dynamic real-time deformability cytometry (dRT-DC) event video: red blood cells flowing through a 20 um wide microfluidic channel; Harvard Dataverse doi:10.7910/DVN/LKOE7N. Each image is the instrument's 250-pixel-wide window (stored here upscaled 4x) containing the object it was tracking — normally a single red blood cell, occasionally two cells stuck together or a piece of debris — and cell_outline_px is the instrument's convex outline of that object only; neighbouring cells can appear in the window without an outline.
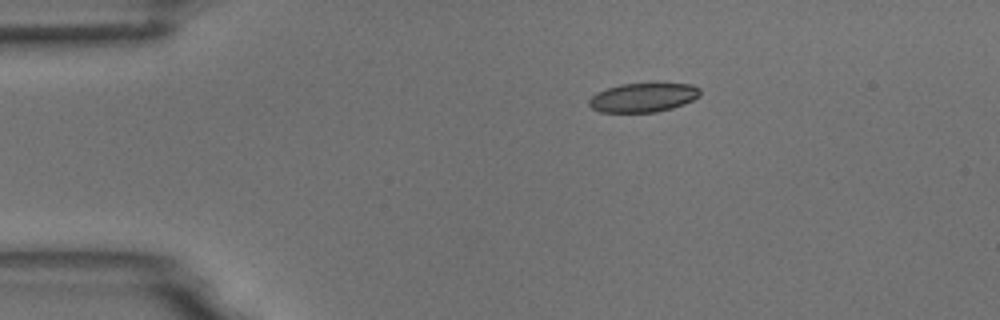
{"species": "common noctule bat (a hibernating species)", "species_latin": "Nyctalus noctula", "temperature_condition": "room temperature", "stored_images_in_passage": 46, "camera_frame_rate_fps": 3000, "um_per_image_px": 0.085, "animal": {"sex": "male", "body_mass_g": 18.8}, "frame": {"image": 1, "passage_image": 1, "time_ms": 0.0, "image_size_px": [1000, 320], "cell_outline_px": [[700, 96], [684, 104], [672, 108], [656, 112], [600, 112], [592, 108], [588, 104], [588, 100], [596, 92], [620, 84], [688, 84], [700, 88]], "centroid_in_image_um": [54.64, 8.3], "position_along_channel_um": 30.4, "area_um2": 18.67}}
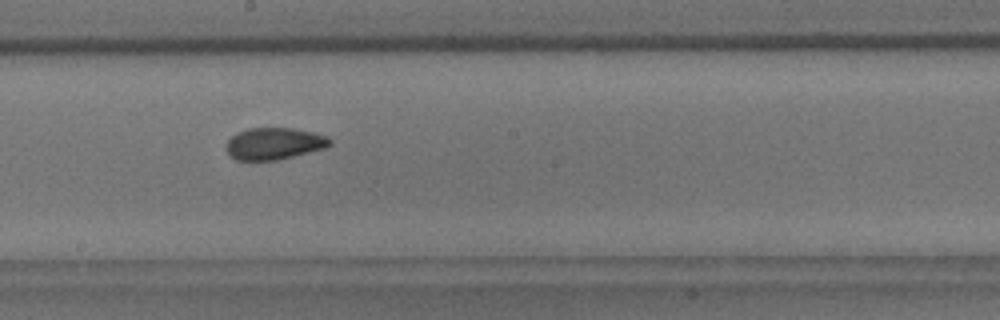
{"frame": {"image": 2, "passage_image": 21, "time_ms": 6.667, "image_size_px": [1000, 320], "cell_outline_px": [[332, 144], [324, 148], [276, 160], [236, 160], [228, 152], [228, 140], [236, 132], [248, 128], [292, 128], [312, 132], [328, 136], [332, 140]], "centroid_in_image_um": [23.32, 12.19], "position_along_channel_um": 224.9, "area_um2": 19.02}}
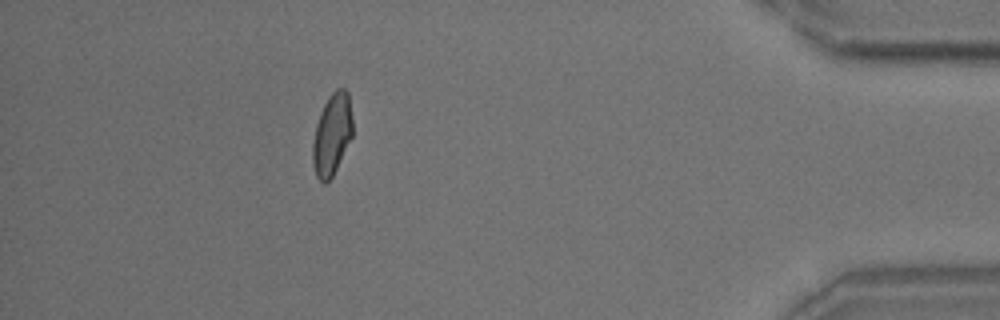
{"frame": {"image": 3, "passage_image": 40, "time_ms": 13.0, "image_size_px": [1000, 320], "cell_outline_px": [[352, 136], [332, 176], [324, 184], [316, 176], [312, 164], [312, 144], [316, 124], [320, 112], [328, 96], [336, 88], [344, 88], [348, 92], [352, 116]], "centroid_in_image_um": [28.2, 11.4], "position_along_channel_um": 407.0, "area_um2": 18.96}, "authors_computed_cell_mechanics": {"area_um2": 19.4208, "velocity_mm_per_s": 3.6672, "shape_relaxation_time_tau1_ms": 5.2646, "shape_relaxation_time_tau2_ms": 1.5785, "deformation_change_tau1": 0.1353, "deformation_change_tau2": 0.067}}